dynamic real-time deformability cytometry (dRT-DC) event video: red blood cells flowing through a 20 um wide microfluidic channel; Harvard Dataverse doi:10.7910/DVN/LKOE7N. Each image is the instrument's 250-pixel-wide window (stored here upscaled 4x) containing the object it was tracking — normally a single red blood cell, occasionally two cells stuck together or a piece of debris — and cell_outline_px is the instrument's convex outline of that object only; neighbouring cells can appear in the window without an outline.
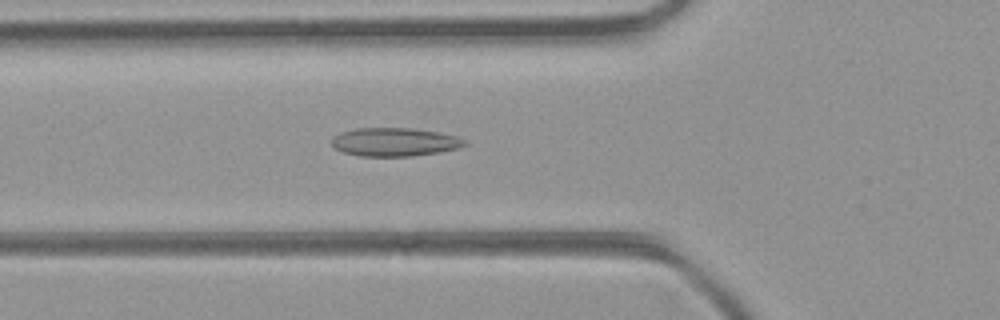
{"species": "common noctule bat (a hibernating species)", "species_latin": "Nyctalus noctula", "temperature_condition": "room temperature", "stored_images_in_passage": 31, "camera_frame_rate_fps": 3000, "um_per_image_px": 0.085, "animal": {"sex": "female", "body_mass_g": 21.9}, "frame": {"image": 1, "passage_image": 5, "time_ms": 1.333, "image_size_px": [1000, 320], "cell_outline_px": [[468, 144], [460, 148], [440, 152], [412, 156], [360, 156], [344, 152], [336, 148], [332, 144], [332, 140], [340, 132], [356, 128], [412, 128], [436, 132], [456, 136], [468, 140]], "centroid_in_image_um": [33.6, 12.07], "position_along_channel_um": 92.2, "area_um2": 22.02}}
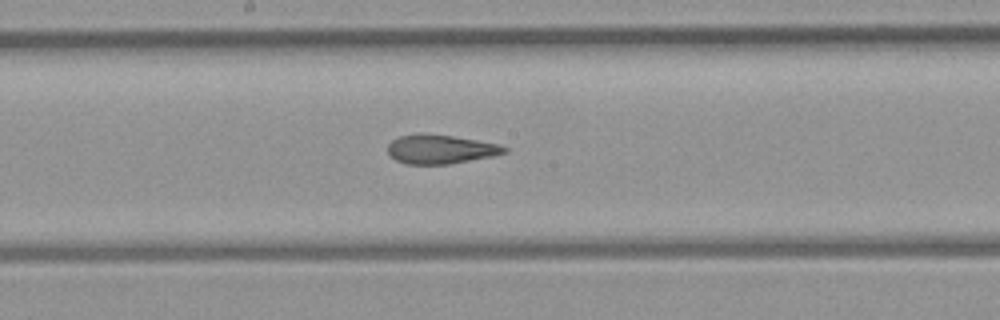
{"frame": {"image": 2, "passage_image": 13, "time_ms": 4.0, "image_size_px": [1000, 320], "cell_outline_px": [[508, 152], [492, 156], [448, 164], [404, 164], [388, 156], [388, 144], [392, 140], [400, 136], [452, 136], [496, 144], [508, 148]], "centroid_in_image_um": [37.43, 12.73], "position_along_channel_um": 210.8, "area_um2": 18.96}}
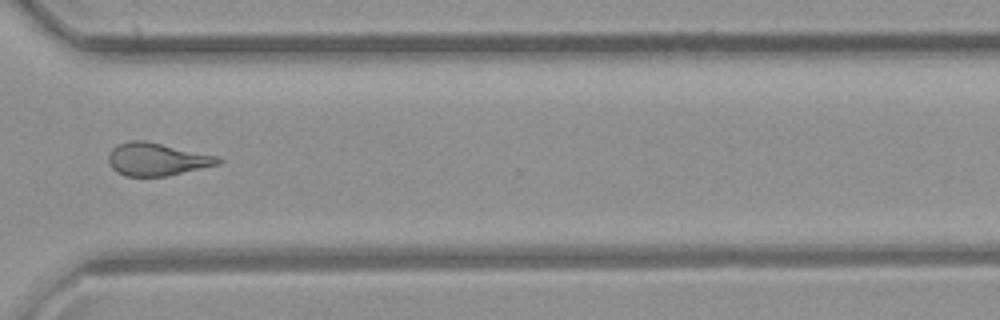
{"frame": {"image": 3, "passage_image": 23, "time_ms": 7.333, "image_size_px": [1000, 320], "cell_outline_px": [[224, 160], [220, 164], [168, 176], [124, 176], [116, 172], [108, 164], [108, 156], [112, 148], [120, 144], [132, 140], [144, 140], [216, 156]], "centroid_in_image_um": [13.32, 13.55], "position_along_channel_um": 357.3, "area_um2": 20.87}, "authors_computed_cell_mechanics": {"area_um2": 20.4612, "velocity_mm_per_s": 4.4073, "shape_relaxation_time_tau1_ms": null, "shape_relaxation_time_tau2_ms": 2.2881, "deformation_change_tau1": null, "deformation_change_tau2": 0.0964}}